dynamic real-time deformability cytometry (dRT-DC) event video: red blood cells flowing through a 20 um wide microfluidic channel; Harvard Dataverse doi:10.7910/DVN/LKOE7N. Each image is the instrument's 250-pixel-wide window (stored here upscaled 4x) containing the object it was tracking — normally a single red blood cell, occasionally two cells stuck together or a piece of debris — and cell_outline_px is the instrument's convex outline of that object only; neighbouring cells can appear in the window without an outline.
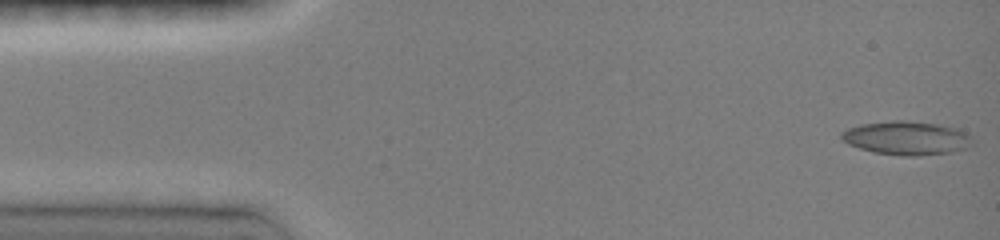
{"species": "common noctule bat (a hibernating species)", "species_latin": "Nyctalus noctula", "temperature_condition": "room temperature", "stored_images_in_passage": 54, "camera_frame_rate_fps": 3000, "um_per_image_px": 0.085, "animal": {"sex": "female", "body_mass_g": 19.0, "forearm_length_mm": 51.5}, "frame": {"image": 1, "passage_image": 1, "time_ms": 0.0, "image_size_px": [1000, 240], "cell_outline_px": [[972, 144], [964, 148], [952, 152], [920, 156], [900, 156], [872, 152], [848, 144], [840, 136], [840, 132], [848, 128], [860, 124], [892, 120], [904, 120], [940, 124], [956, 128], [964, 132], [968, 136]], "centroid_in_image_um": [77.01, 11.73], "position_along_channel_um": 8.0, "area_um2": 25.72}}
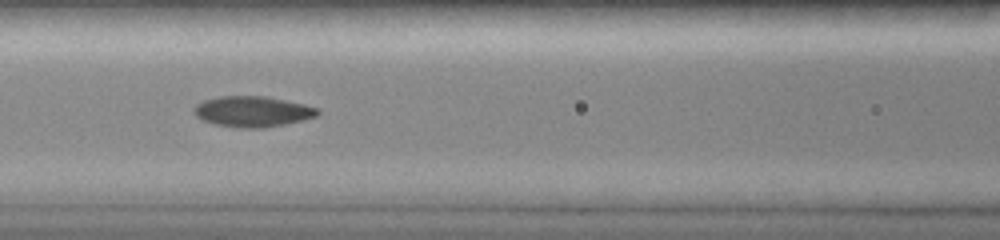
{"frame": {"image": 2, "passage_image": 20, "time_ms": 6.333, "image_size_px": [1000, 240], "cell_outline_px": [[320, 112], [316, 116], [284, 124], [264, 128], [236, 128], [216, 124], [200, 120], [192, 112], [192, 108], [196, 104], [204, 100], [220, 96], [268, 96], [304, 104], [320, 108]], "centroid_in_image_um": [21.43, 9.47], "position_along_channel_um": 145.2, "area_um2": 22.31}}
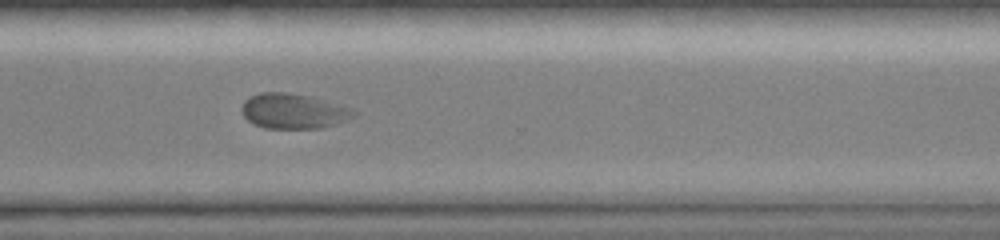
{"frame": {"image": 3, "passage_image": 53, "time_ms": 11.333, "image_size_px": [1000, 240], "cell_outline_px": [[356, 116], [348, 120], [320, 128], [264, 128], [252, 124], [244, 116], [240, 108], [244, 100], [248, 96], [260, 92], [288, 92], [312, 96], [352, 108], [356, 112]], "centroid_in_image_um": [24.92, 9.43], "position_along_channel_um": 345.7, "area_um2": 23.24}}